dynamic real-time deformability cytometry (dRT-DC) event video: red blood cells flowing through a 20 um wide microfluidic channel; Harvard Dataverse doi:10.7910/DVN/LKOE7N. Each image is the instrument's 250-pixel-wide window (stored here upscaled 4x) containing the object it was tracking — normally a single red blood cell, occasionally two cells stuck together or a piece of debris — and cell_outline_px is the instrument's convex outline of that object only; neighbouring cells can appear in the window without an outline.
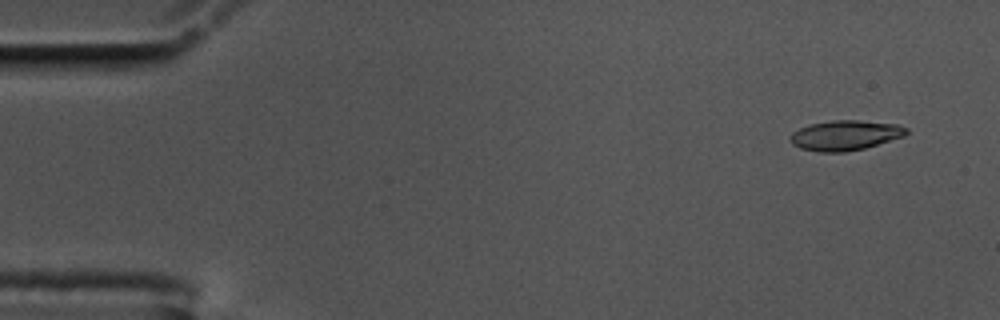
{"species": "common noctule bat (a hibernating species)", "species_latin": "Nyctalus noctula", "temperature_condition": "cold", "stored_images_in_passage": 54, "camera_frame_rate_fps": 3000, "um_per_image_px": 0.085, "animal": {"sex": "male", "body_mass_g": 17.5, "forearm_length_mm": 52.3}, "frame": {"image": 1, "passage_image": 1, "time_ms": 0.0, "image_size_px": [1000, 320], "cell_outline_px": [[908, 132], [904, 136], [864, 148], [844, 152], [820, 152], [800, 148], [792, 144], [792, 132], [808, 124], [832, 120], [856, 120], [900, 124], [908, 128]], "centroid_in_image_um": [71.86, 11.49], "position_along_channel_um": 13.1, "area_um2": 20.23}}
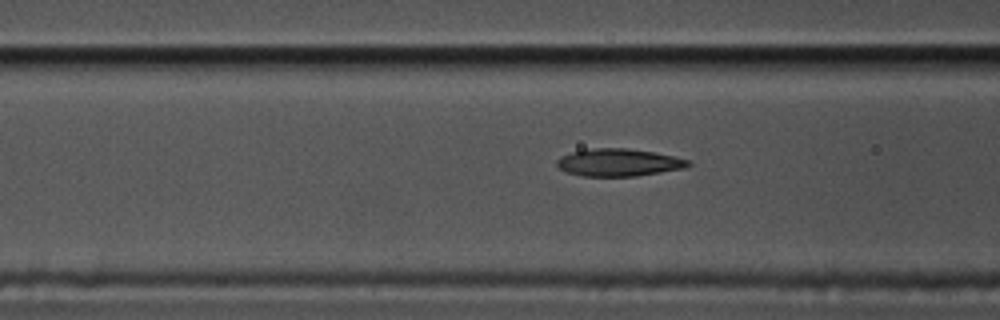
{"frame": {"image": 2, "passage_image": 19, "time_ms": 6.0, "image_size_px": [1000, 320], "cell_outline_px": [[692, 164], [684, 168], [636, 176], [584, 176], [568, 172], [560, 168], [556, 164], [556, 160], [560, 156], [572, 152], [592, 148], [628, 148], [652, 152], [672, 156], [688, 160]], "centroid_in_image_um": [52.56, 13.81], "position_along_channel_um": 114.0, "area_um2": 20.81}}
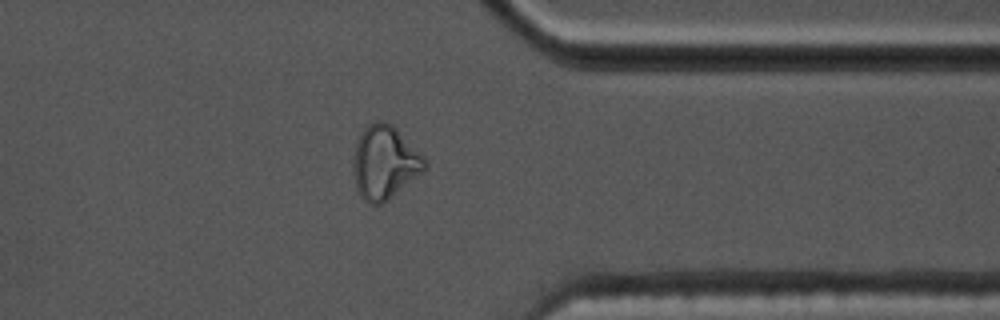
{"frame": {"image": 3, "passage_image": 42, "time_ms": 13.667, "image_size_px": [1000, 320], "cell_outline_px": [[428, 164], [420, 172], [388, 200], [380, 204], [368, 204], [360, 196], [356, 188], [352, 164], [352, 160], [356, 144], [360, 132], [368, 124], [376, 120], [380, 120], [392, 124], [428, 160]], "centroid_in_image_um": [32.66, 13.79], "position_along_channel_um": 378.7, "area_um2": 30.46}, "authors_computed_cell_mechanics": {"area_um2": 20.808, "velocity_mm_per_s": 3.5484, "shape_relaxation_time_tau1_ms": null, "shape_relaxation_time_tau2_ms": 2.0668, "deformation_change_tau1": null, "deformation_change_tau2": 0.0935}}